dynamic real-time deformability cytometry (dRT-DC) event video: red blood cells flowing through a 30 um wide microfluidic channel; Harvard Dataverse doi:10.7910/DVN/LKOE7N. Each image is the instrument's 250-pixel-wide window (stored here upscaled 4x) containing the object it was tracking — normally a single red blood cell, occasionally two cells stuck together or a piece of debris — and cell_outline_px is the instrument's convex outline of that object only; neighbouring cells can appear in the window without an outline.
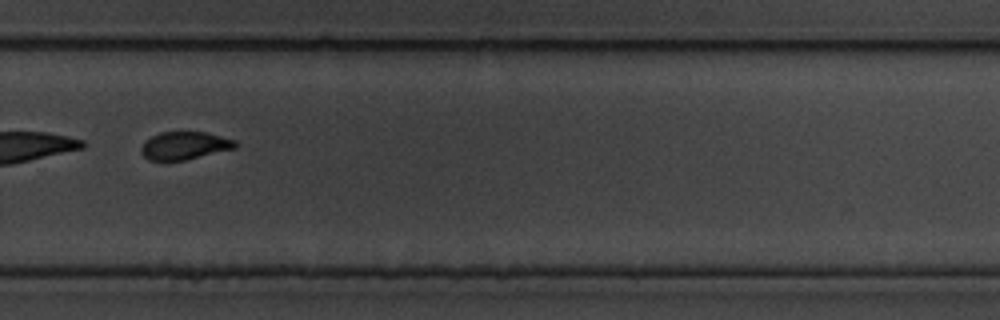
{"species": "common noctule bat (a hibernating species)", "species_latin": "Nyctalus noctula", "temperature_condition": "cold", "stored_images_in_passage": 37, "segment_of_instrument_passage": [2, 2], "camera_frame_rate_fps": 3000, "um_per_image_px": 0.085, "animal": {"sex": "male", "body_mass_g": 19.5, "forearm_length_mm": 54.6}, "frame": {"image": 1, "passage_image": 34, "time_ms": 11.0, "image_size_px": [1000, 320], "cell_outline_px": [[240, 144], [236, 148], [184, 160], [148, 160], [144, 156], [140, 148], [144, 140], [160, 132], [204, 132], [236, 140]], "centroid_in_image_um": [15.7, 12.37], "position_along_channel_um": 314.1, "area_um2": 15.26}}